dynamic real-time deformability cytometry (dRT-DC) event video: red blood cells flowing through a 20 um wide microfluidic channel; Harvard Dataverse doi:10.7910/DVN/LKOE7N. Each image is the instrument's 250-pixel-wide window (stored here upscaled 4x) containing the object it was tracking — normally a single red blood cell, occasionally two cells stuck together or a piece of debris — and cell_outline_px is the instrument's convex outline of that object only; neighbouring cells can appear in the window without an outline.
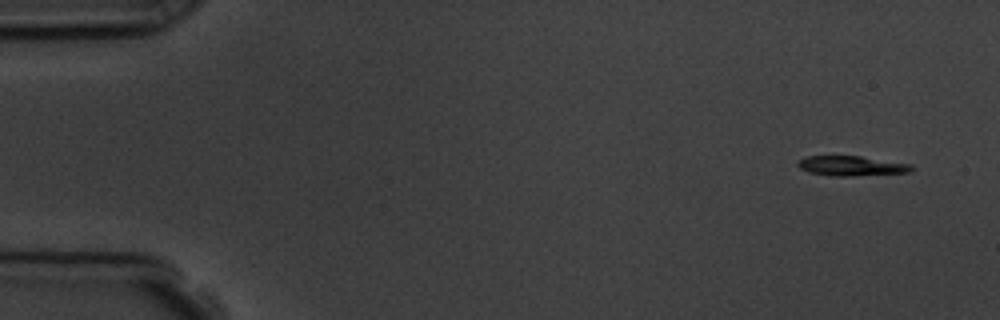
{"species": "common noctule bat (a hibernating species)", "species_latin": "Nyctalus noctula", "temperature_condition": "room temperature", "stored_images_in_passage": 15, "camera_frame_rate_fps": 3000, "um_per_image_px": 0.085, "animal": {"sex": "male", "body_mass_g": 19.5, "forearm_length_mm": 54.6}, "frame": {"image": 1, "passage_image": 1, "time_ms": 0.0, "image_size_px": [1000, 320], "cell_outline_px": [[916, 168], [908, 172], [848, 176], [832, 176], [808, 172], [800, 168], [796, 164], [800, 160], [808, 156], [860, 156], [912, 164]], "centroid_in_image_um": [72.39, 14.1], "position_along_channel_um": 12.6, "area_um2": 13.06}}
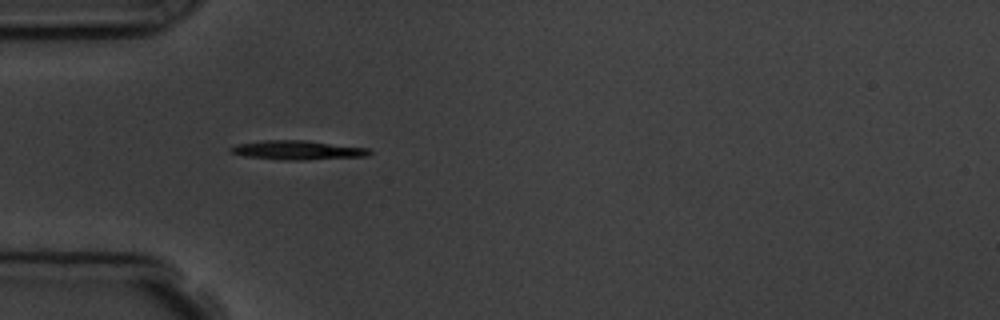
{"frame": {"image": 2, "passage_image": 5, "time_ms": 4.333, "image_size_px": [1000, 320], "cell_outline_px": [[372, 152], [368, 156], [304, 160], [284, 160], [244, 156], [232, 152], [228, 148], [236, 144], [264, 140], [304, 140], [368, 148]], "centroid_in_image_um": [25.29, 12.76], "position_along_channel_um": 59.7, "area_um2": 15.43}, "authors_computed_cell_mechanics": {"area_um2": 14.1032, "velocity_mm_per_s": 3.83, "shape_relaxation_time_tau1_ms": 1.1089, "shape_relaxation_time_tau2_ms": null, "deformation_change_tau1": 0.1147, "deformation_change_tau2": null}}